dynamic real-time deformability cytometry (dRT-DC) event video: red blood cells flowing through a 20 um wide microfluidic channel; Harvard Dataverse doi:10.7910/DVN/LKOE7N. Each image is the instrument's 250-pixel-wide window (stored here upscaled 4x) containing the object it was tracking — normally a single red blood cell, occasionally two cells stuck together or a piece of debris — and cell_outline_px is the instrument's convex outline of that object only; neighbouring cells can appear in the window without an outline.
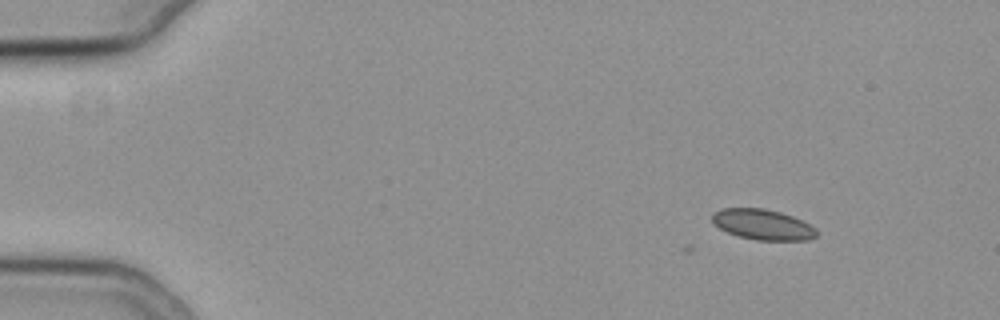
{"species": "common noctule bat (a hibernating species)", "species_latin": "Nyctalus noctula", "temperature_condition": "cold", "stored_images_in_passage": 2, "camera_frame_rate_fps": 3000, "um_per_image_px": 0.085, "animal": {"sex": "female", "body_mass_g": 19.3, "forearm_length_mm": 54.1}, "frame": {"image": 1, "passage_image": 2, "time_ms": 0.333, "image_size_px": [1000, 320], "cell_outline_px": [[816, 236], [808, 240], [756, 240], [740, 236], [728, 232], [712, 224], [712, 212], [720, 208], [764, 208], [780, 212], [792, 216], [816, 228]], "centroid_in_image_um": [64.79, 19.07], "position_along_channel_um": 20.2, "area_um2": 18.5}}